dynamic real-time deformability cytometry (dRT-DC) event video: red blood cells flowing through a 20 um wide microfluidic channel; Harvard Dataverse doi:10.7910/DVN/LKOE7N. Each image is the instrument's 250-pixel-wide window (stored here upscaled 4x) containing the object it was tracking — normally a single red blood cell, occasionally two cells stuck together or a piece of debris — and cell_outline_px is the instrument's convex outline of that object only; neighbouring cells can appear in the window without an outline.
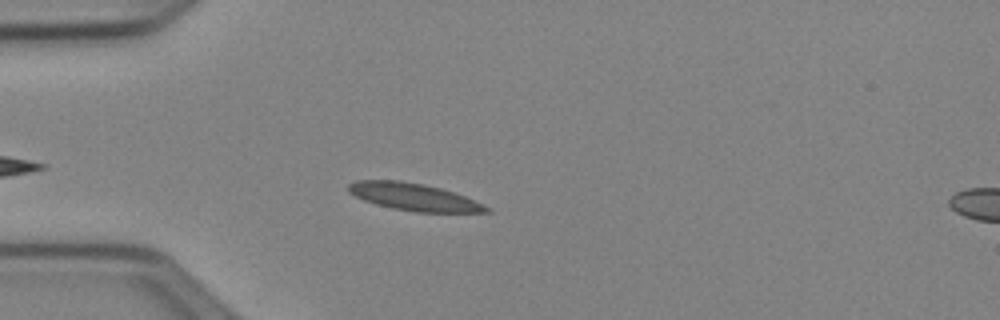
{"species": "Egyptian fruit bat (a non-hibernating species)", "species_latin": "Rousettus aegyptiacus", "temperature_condition": "cold", "stored_images_in_passage": 40, "camera_frame_rate_fps": 3000, "um_per_image_px": 0.085, "animal": {"sex": "female"}, "frame": {"image": 1, "passage_image": 6, "time_ms": 1.667, "image_size_px": [1000, 320], "cell_outline_px": [[492, 212], [416, 212], [392, 208], [376, 204], [364, 200], [348, 192], [348, 184], [356, 180], [400, 180], [424, 184], [440, 188], [464, 196], [488, 208]], "centroid_in_image_um": [35.1, 16.73], "position_along_channel_um": 49.9, "area_um2": 21.62}}
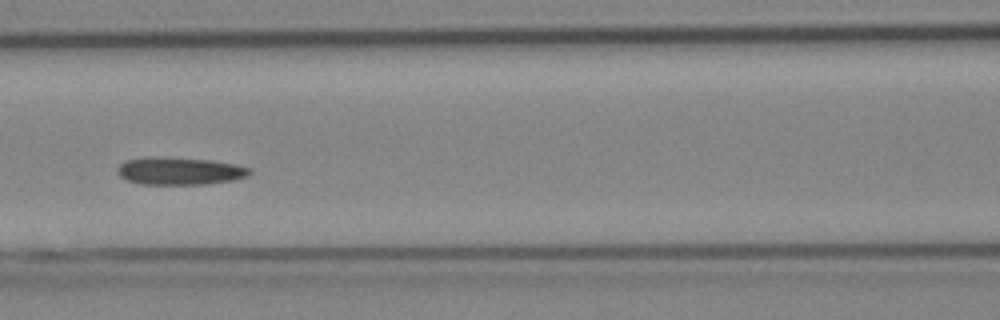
{"frame": {"image": 2, "passage_image": 15, "time_ms": 4.667, "image_size_px": [1000, 320], "cell_outline_px": [[252, 172], [248, 176], [232, 180], [204, 184], [140, 184], [128, 180], [120, 176], [116, 172], [120, 164], [124, 160], [144, 156], [152, 156], [212, 160], [236, 164], [252, 168]], "centroid_in_image_um": [15.26, 14.52], "position_along_channel_um": 151.3, "area_um2": 21.44}}
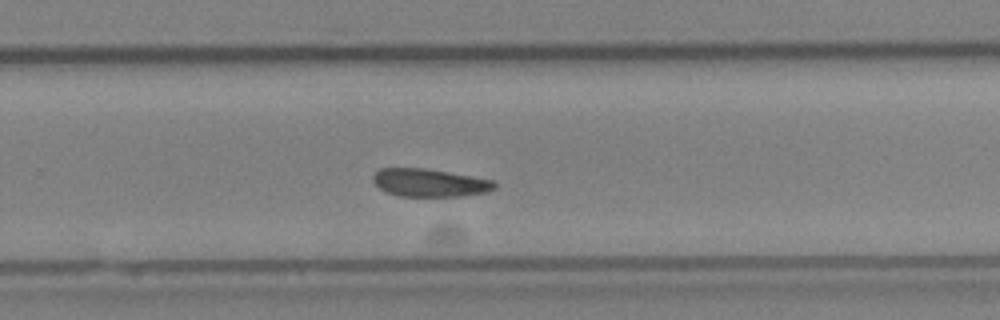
{"frame": {"image": 3, "passage_image": 26, "time_ms": 8.333, "image_size_px": [1000, 320], "cell_outline_px": [[496, 188], [484, 192], [460, 196], [400, 196], [388, 192], [380, 188], [372, 180], [372, 176], [380, 168], [424, 168], [448, 172], [492, 180], [496, 184]], "centroid_in_image_um": [36.49, 15.53], "position_along_channel_um": 293.3, "area_um2": 19.48}, "authors_computed_cell_mechanics": {"area_um2": 20.6346, "velocity_mm_per_s": 3.8869, "shape_relaxation_time_tau1_ms": null, "shape_relaxation_time_tau2_ms": 8.2456, "deformation_change_tau1": null, "deformation_change_tau2": 0.1251}}